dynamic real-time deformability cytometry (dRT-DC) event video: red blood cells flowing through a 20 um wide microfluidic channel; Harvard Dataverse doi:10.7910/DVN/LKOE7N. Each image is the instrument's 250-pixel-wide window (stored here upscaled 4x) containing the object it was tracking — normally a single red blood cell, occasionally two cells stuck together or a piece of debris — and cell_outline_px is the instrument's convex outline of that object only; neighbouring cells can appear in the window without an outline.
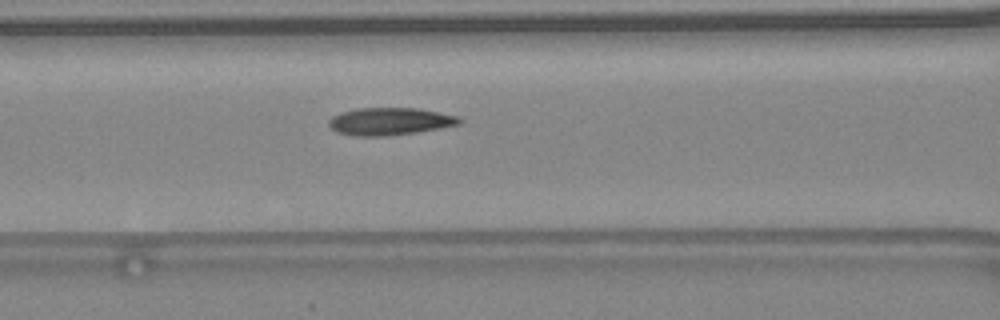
{"species": "common noctule bat (a hibernating species)", "species_latin": "Nyctalus noctula", "temperature_condition": "warm", "stored_images_in_passage": 40, "camera_frame_rate_fps": 3000, "um_per_image_px": 0.085, "animal": {"sex": "female", "body_mass_g": 24.6, "forearm_length_mm": 56.2}, "frame": {"image": 1, "passage_image": 23, "time_ms": 7.333, "image_size_px": [1000, 320], "cell_outline_px": [[464, 120], [460, 124], [440, 128], [416, 132], [384, 136], [352, 136], [336, 132], [328, 124], [328, 120], [332, 116], [340, 112], [356, 108], [420, 108], [440, 112], [456, 116]], "centroid_in_image_um": [33.11, 10.31], "position_along_channel_um": 133.5, "area_um2": 21.04}, "authors_computed_cell_mechanics": {"area_um2": 20.2589, "velocity_mm_per_s": 4.5591, "shape_relaxation_time_tau1_ms": 6.8156, "shape_relaxation_time_tau2_ms": 1.8461, "deformation_change_tau1": 0.2134, "deformation_change_tau2": 0.0809}}